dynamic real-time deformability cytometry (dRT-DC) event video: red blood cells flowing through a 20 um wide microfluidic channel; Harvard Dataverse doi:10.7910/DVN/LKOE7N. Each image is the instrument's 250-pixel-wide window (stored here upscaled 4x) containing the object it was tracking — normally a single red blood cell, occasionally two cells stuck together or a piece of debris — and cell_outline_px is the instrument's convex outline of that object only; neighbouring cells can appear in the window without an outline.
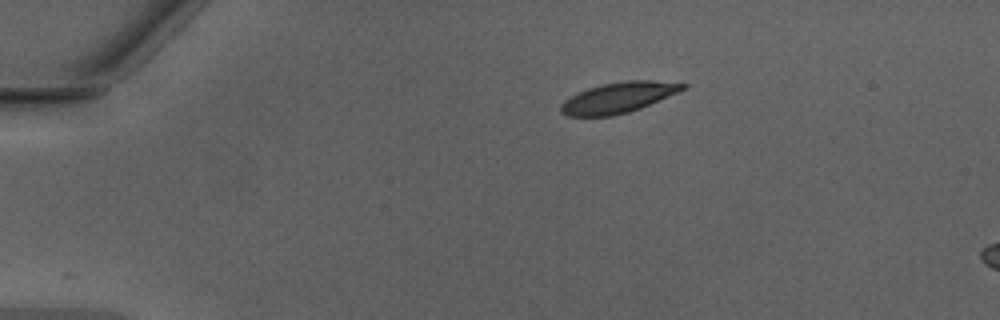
{"species": "Egyptian fruit bat (a non-hibernating species)", "species_latin": "Rousettus aegyptiacus", "temperature_condition": "warm", "stored_images_in_passage": 40, "camera_frame_rate_fps": 3000, "um_per_image_px": 0.085, "animal": {"sex": "male"}, "frame": {"image": 1, "passage_image": 1, "time_ms": 0.0, "image_size_px": [1000, 320], "cell_outline_px": [[688, 84], [684, 88], [676, 92], [640, 108], [628, 112], [612, 116], [568, 116], [560, 112], [560, 104], [564, 100], [588, 88], [600, 84], [628, 80], [652, 80]], "centroid_in_image_um": [52.5, 8.29], "position_along_channel_um": 32.5, "area_um2": 21.39}}
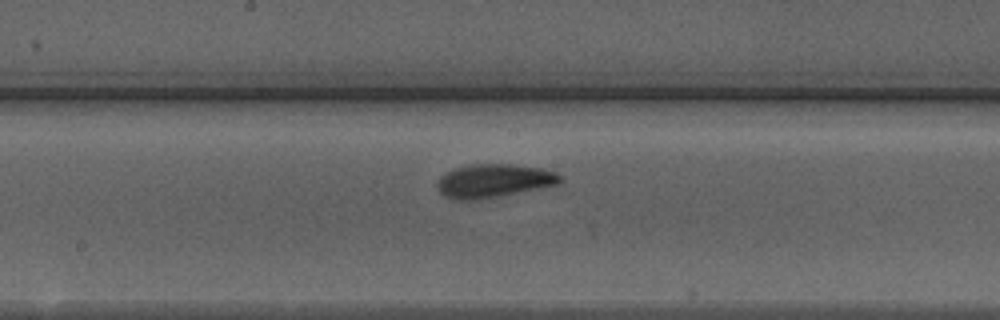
{"frame": {"image": 2, "passage_image": 18, "time_ms": 5.667, "image_size_px": [1000, 320], "cell_outline_px": [[564, 180], [560, 184], [500, 196], [476, 200], [460, 200], [444, 196], [440, 192], [436, 184], [440, 176], [444, 172], [468, 164], [512, 164], [540, 168], [556, 172]], "centroid_in_image_um": [41.97, 15.36], "position_along_channel_um": 206.2, "area_um2": 24.1}}
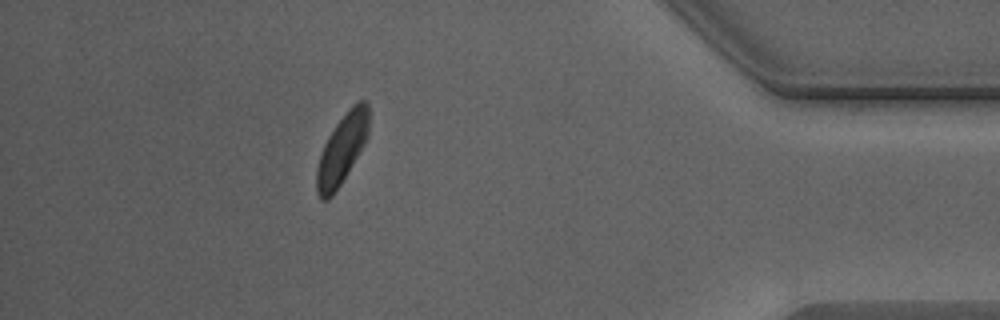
{"frame": {"image": 3, "passage_image": 35, "time_ms": 11.333, "image_size_px": [1000, 320], "cell_outline_px": [[368, 136], [364, 144], [340, 184], [332, 196], [328, 200], [320, 200], [316, 192], [316, 168], [324, 144], [328, 136], [336, 124], [352, 104], [356, 100], [364, 100], [368, 104]], "centroid_in_image_um": [29.05, 12.67], "position_along_channel_um": 406.2, "area_um2": 20.98}, "authors_computed_cell_mechanics": {"area_um2": 22.3108, "velocity_mm_per_s": 4.2613, "shape_relaxation_time_tau1_ms": 2.3718, "shape_relaxation_time_tau2_ms": 1.5175, "deformation_change_tau1": 0.121, "deformation_change_tau2": 0.0587}}